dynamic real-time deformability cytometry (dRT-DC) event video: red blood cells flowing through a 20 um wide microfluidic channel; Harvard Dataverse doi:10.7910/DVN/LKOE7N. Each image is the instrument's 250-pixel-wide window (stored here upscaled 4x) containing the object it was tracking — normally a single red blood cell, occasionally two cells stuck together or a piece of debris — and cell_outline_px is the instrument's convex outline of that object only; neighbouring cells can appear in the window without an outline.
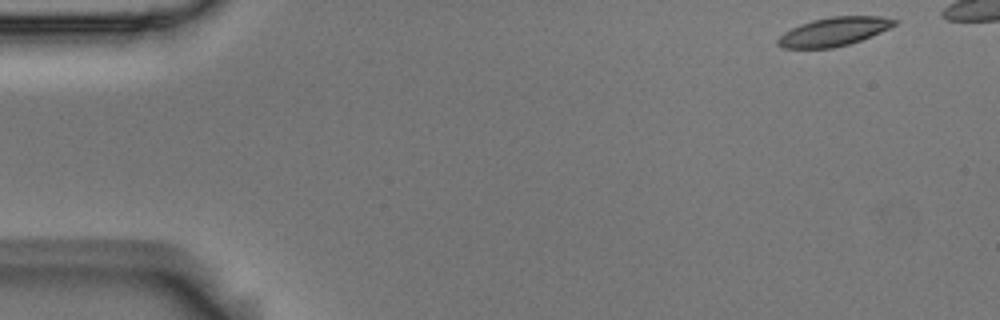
{"species": "Egyptian fruit bat (a non-hibernating species)", "species_latin": "Rousettus aegyptiacus", "temperature_condition": "room temperature", "stored_images_in_passage": 45, "camera_frame_rate_fps": 3000, "um_per_image_px": 0.085, "animal": {"sex": "male"}, "frame": {"image": 1, "passage_image": 1, "time_ms": 0.0, "image_size_px": [1000, 320], "cell_outline_px": [[896, 24], [872, 36], [848, 44], [832, 48], [784, 48], [776, 44], [776, 40], [784, 32], [800, 24], [812, 20], [832, 16], [880, 16], [896, 20]], "centroid_in_image_um": [70.84, 2.69], "position_along_channel_um": 14.2, "area_um2": 19.31}}
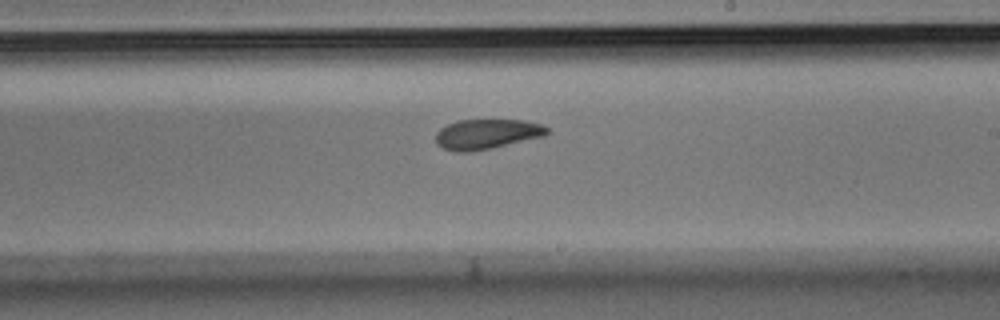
{"frame": {"image": 2, "passage_image": 29, "time_ms": 9.333, "image_size_px": [1000, 320], "cell_outline_px": [[548, 132], [544, 136], [492, 148], [472, 152], [456, 152], [444, 148], [436, 144], [436, 132], [440, 128], [456, 120], [524, 120], [540, 124], [548, 128]], "centroid_in_image_um": [41.35, 11.4], "position_along_channel_um": 247.7, "area_um2": 19.48}}
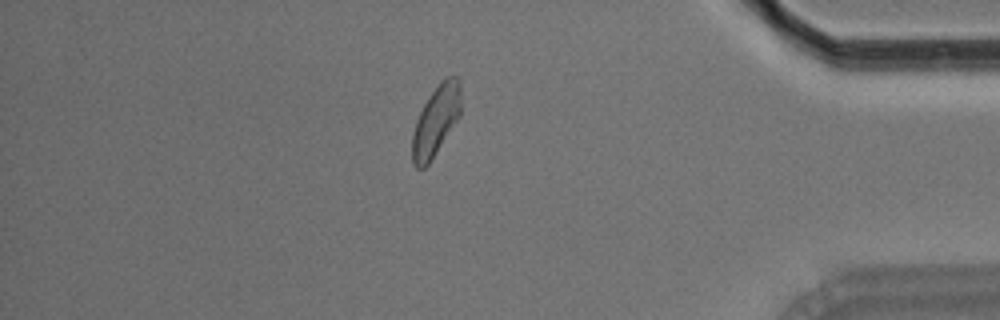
{"frame": {"image": 3, "passage_image": 44, "time_ms": 14.333, "image_size_px": [1000, 320], "cell_outline_px": [[460, 116], [428, 164], [424, 168], [416, 168], [412, 164], [412, 132], [416, 120], [424, 104], [440, 80], [444, 76], [460, 76]], "centroid_in_image_um": [37.05, 10.23], "position_along_channel_um": 398.2, "area_um2": 19.88}}